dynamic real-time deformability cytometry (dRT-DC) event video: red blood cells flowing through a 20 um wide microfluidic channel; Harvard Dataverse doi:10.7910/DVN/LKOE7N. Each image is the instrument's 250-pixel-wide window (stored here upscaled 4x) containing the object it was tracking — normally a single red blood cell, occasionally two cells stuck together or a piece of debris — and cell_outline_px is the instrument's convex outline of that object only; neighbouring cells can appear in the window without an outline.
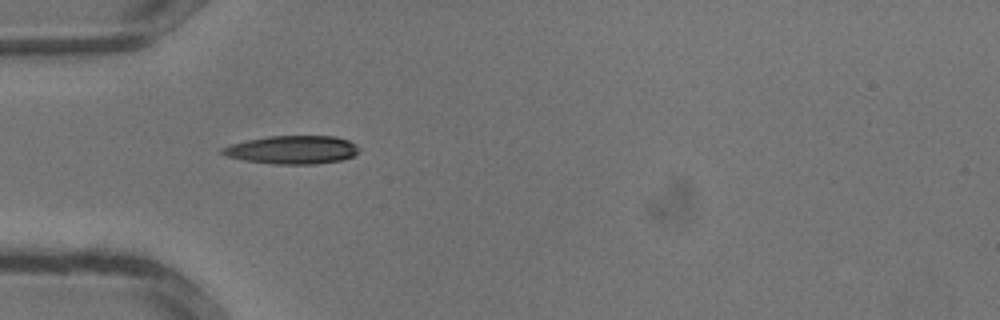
{"species": "common noctule bat (a hibernating species)", "species_latin": "Nyctalus noctula", "temperature_condition": "warm", "stored_images_in_passage": 23, "camera_frame_rate_fps": 3000, "um_per_image_px": 0.085, "animal": {"sex": "male", "body_mass_g": 13.3}, "frame": {"image": 1, "passage_image": 1, "time_ms": 0.0, "image_size_px": [1000, 320], "cell_outline_px": [[360, 152], [356, 156], [340, 160], [316, 164], [272, 164], [244, 160], [228, 156], [220, 152], [220, 148], [232, 144], [248, 140], [268, 136], [336, 136], [348, 140], [356, 144], [360, 148]], "centroid_in_image_um": [24.9, 12.73], "position_along_channel_um": 60.1, "area_um2": 22.66}}
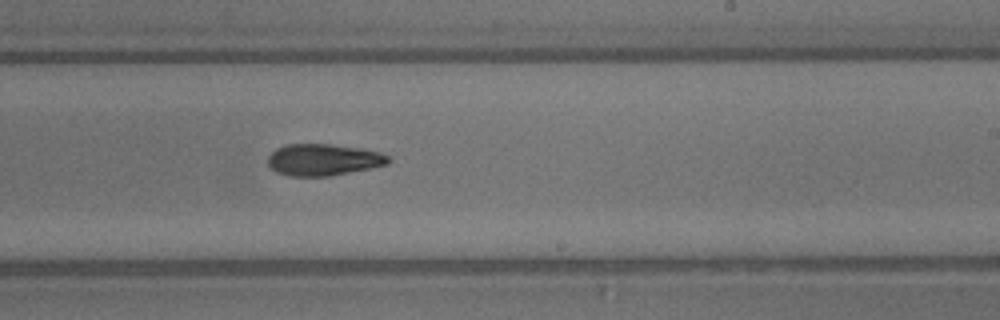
{"frame": {"image": 2, "passage_image": 11, "time_ms": 3.333, "image_size_px": [1000, 320], "cell_outline_px": [[392, 160], [388, 164], [372, 168], [328, 176], [288, 176], [276, 172], [268, 164], [268, 156], [276, 148], [288, 144], [332, 144], [360, 148], [380, 152], [388, 156]], "centroid_in_image_um": [27.5, 13.58], "position_along_channel_um": 261.5, "area_um2": 22.31}}
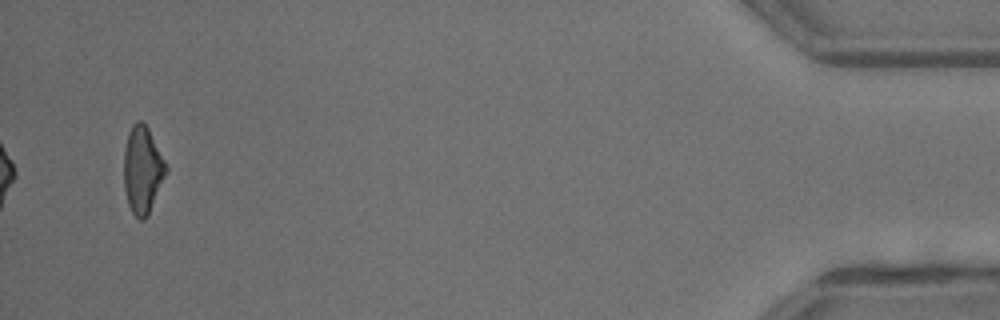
{"frame": {"image": 3, "passage_image": 23, "time_ms": 7.333, "image_size_px": [1000, 320], "cell_outline_px": [[168, 172], [148, 216], [144, 220], [140, 220], [132, 212], [128, 204], [124, 188], [124, 148], [128, 132], [132, 124], [136, 120], [140, 120], [148, 128], [168, 168]], "centroid_in_image_um": [12.11, 14.45], "position_along_channel_um": 423.1, "area_um2": 21.56}}